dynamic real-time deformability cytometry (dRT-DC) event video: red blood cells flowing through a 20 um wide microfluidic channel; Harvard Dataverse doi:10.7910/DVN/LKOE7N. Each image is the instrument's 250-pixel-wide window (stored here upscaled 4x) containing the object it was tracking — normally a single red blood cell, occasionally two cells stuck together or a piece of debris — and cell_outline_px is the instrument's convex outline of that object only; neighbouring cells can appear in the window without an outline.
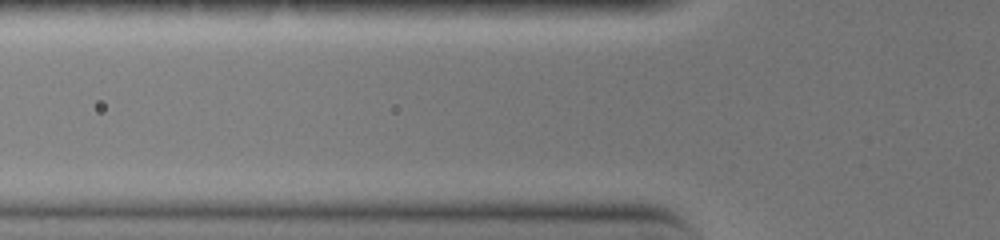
{"species": "common noctule bat (a hibernating species)", "species_latin": "Nyctalus noctula", "temperature_condition": "warm", "stored_images_in_passage": 2, "camera_frame_rate_fps": 3000, "um_per_image_px": 0.085, "animal": {"sex": "female", "body_mass_g": 19.0, "forearm_length_mm": 51.5}, "frame": {"image": 1, "passage_image": 2, "time_ms": 0.333, "image_size_px": [1000, 240], "cell_outline_px": [[628, 164], [620, 168], [520, 168], [496, 164], [496, 160], [516, 156], [592, 156], [624, 160]], "centroid_in_image_um": [47.73, 13.79], "position_along_channel_um": 78.1, "area_um2": 10.06}}